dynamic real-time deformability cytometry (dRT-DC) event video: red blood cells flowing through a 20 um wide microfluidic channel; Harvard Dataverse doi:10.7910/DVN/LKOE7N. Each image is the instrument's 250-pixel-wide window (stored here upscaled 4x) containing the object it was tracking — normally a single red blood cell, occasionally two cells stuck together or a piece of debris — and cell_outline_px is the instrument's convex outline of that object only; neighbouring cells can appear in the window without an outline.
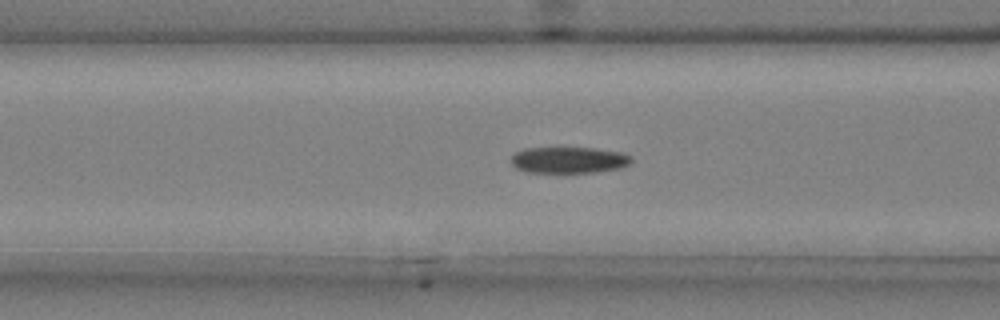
{"species": "common noctule bat (a hibernating species)", "species_latin": "Nyctalus noctula", "temperature_condition": "cold", "stored_images_in_passage": 51, "camera_frame_rate_fps": 3000, "um_per_image_px": 0.085, "animal": {"sex": "male", "body_mass_g": 20.4}, "frame": {"image": 1, "passage_image": 20, "time_ms": 6.333, "image_size_px": [1000, 320], "cell_outline_px": [[632, 160], [628, 164], [620, 168], [596, 172], [560, 176], [524, 172], [516, 168], [508, 160], [516, 152], [528, 148], [592, 148], [620, 152], [628, 156]], "centroid_in_image_um": [48.25, 13.67], "position_along_channel_um": 118.3, "area_um2": 19.31}}
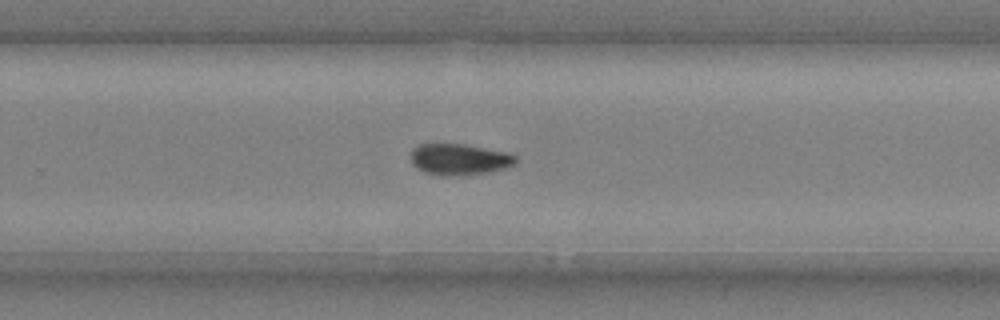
{"frame": {"image": 2, "passage_image": 34, "time_ms": 11.0, "image_size_px": [1000, 320], "cell_outline_px": [[516, 164], [508, 168], [488, 172], [460, 176], [440, 176], [424, 172], [416, 168], [412, 164], [412, 148], [416, 144], [464, 144], [508, 152], [516, 156]], "centroid_in_image_um": [39.05, 13.55], "position_along_channel_um": 290.7, "area_um2": 19.42}}
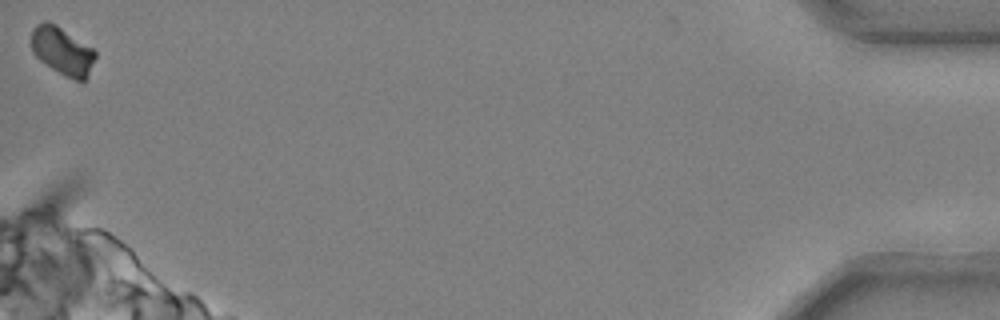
{"frame": {"image": 3, "passage_image": 51, "time_ms": 16.667, "image_size_px": [1000, 320], "cell_outline_px": [[96, 56], [88, 76], [84, 80], [76, 80], [64, 76], [40, 60], [32, 52], [32, 28], [36, 24], [44, 20], [48, 20], [56, 24], [92, 48], [96, 52]], "centroid_in_image_um": [5.28, 4.31], "position_along_channel_um": 429.9, "area_um2": 17.8}, "authors_computed_cell_mechanics": {"area_um2": 19.3052, "velocity_mm_per_s": 3.7048, "shape_relaxation_time_tau1_ms": 6.744, "shape_relaxation_time_tau2_ms": 4.2564, "deformation_change_tau1": 0.1873, "deformation_change_tau2": 0.0866}}